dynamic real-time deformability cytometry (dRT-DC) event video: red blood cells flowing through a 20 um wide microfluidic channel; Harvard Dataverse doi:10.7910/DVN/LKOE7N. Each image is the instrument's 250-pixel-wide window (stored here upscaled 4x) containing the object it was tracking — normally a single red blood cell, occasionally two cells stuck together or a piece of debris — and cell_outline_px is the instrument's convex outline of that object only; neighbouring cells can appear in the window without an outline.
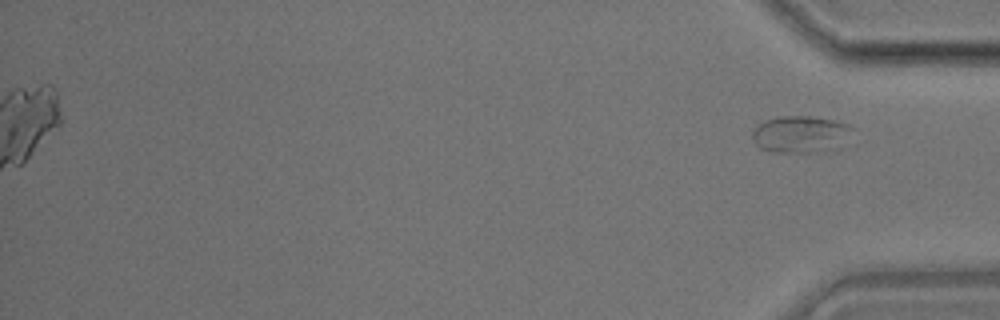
{"species": "common noctule bat (a hibernating species)", "species_latin": "Nyctalus noctula", "temperature_condition": "room temperature", "stored_images_in_passage": 24, "camera_frame_rate_fps": 3000, "um_per_image_px": 0.085, "animal": {"sex": "male", "body_mass_g": 17.9}, "frame": {"image": 1, "passage_image": 24, "time_ms": 7.667, "image_size_px": [1000, 320], "cell_outline_px": [[856, 144], [844, 148], [828, 152], [772, 152], [760, 148], [752, 140], [752, 132], [764, 120], [780, 116], [808, 116], [840, 120], [856, 128]], "centroid_in_image_um": [68.31, 11.44], "position_along_channel_um": 366.9, "area_um2": 23.18}}